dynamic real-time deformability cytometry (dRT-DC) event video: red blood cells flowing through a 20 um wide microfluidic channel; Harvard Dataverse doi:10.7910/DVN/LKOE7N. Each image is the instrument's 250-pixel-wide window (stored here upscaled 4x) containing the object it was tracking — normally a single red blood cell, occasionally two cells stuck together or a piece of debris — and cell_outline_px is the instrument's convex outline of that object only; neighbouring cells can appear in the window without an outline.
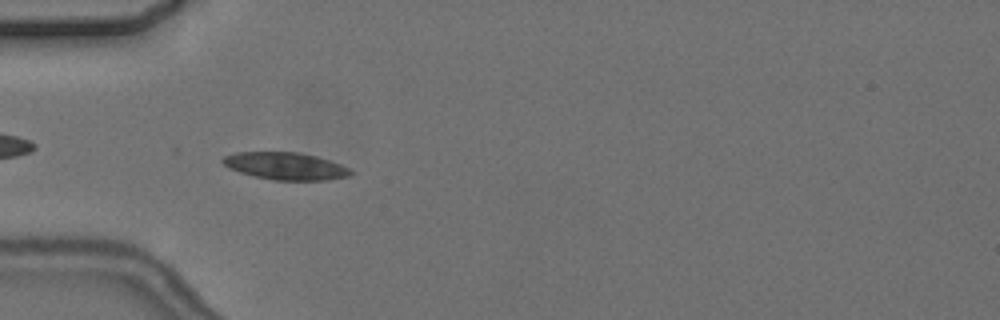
{"species": "common noctule bat (a hibernating species)", "species_latin": "Nyctalus noctula", "temperature_condition": "cold", "stored_images_in_passage": 4, "camera_frame_rate_fps": 3000, "um_per_image_px": 0.085, "animal": {"sex": "female", "body_mass_g": 24.6, "forearm_length_mm": 56.2}, "frame": {"image": 1, "passage_image": 3, "time_ms": 2.667, "image_size_px": [1000, 320], "cell_outline_px": [[356, 172], [352, 176], [324, 180], [272, 180], [240, 172], [228, 168], [220, 160], [224, 156], [236, 152], [296, 152], [316, 156], [340, 164]], "centroid_in_image_um": [24.28, 14.12], "position_along_channel_um": 60.7, "area_um2": 20.35}}
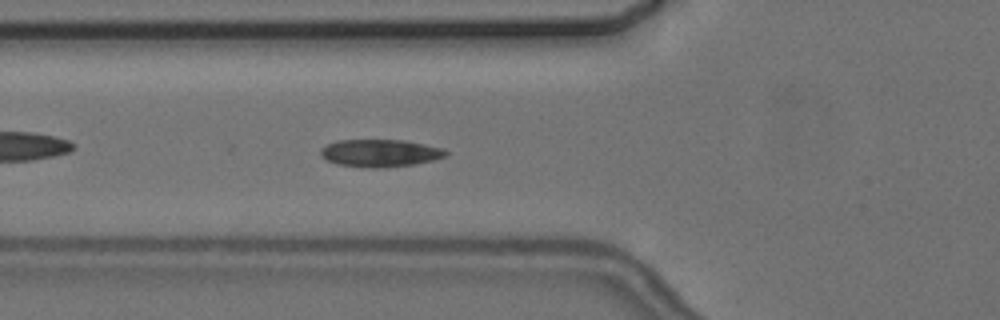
{"frame": {"image": 2, "passage_image": 4, "time_ms": 3.667, "image_size_px": [1000, 320], "cell_outline_px": [[448, 156], [432, 160], [412, 164], [384, 168], [372, 168], [336, 164], [320, 156], [320, 148], [336, 140], [404, 140], [444, 148], [448, 152]], "centroid_in_image_um": [32.3, 13.01], "position_along_channel_um": 93.5, "area_um2": 20.11}}